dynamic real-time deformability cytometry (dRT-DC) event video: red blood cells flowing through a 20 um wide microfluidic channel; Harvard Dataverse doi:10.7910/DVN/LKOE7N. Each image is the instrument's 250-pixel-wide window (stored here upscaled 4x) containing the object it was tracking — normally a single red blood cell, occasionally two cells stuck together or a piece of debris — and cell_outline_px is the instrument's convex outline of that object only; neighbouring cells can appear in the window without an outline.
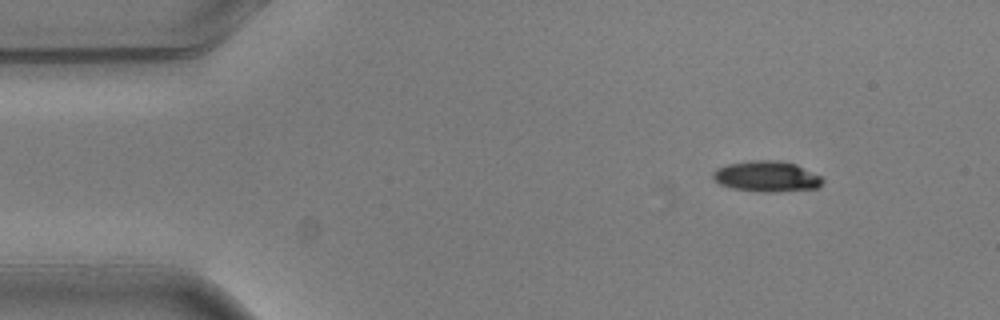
{"species": "common noctule bat (a hibernating species)", "species_latin": "Nyctalus noctula", "temperature_condition": "warm", "stored_images_in_passage": 5, "camera_frame_rate_fps": 3000, "um_per_image_px": 0.085, "animal": {"sex": "male", "body_mass_g": 20.5, "forearm_length_mm": 52.5}, "frame": {"image": 1, "passage_image": 1, "time_ms": 0.0, "image_size_px": [1000, 320], "cell_outline_px": [[824, 180], [816, 188], [776, 192], [760, 192], [732, 188], [720, 184], [712, 180], [712, 172], [716, 168], [728, 164], [748, 160], [772, 160], [796, 164], [820, 176]], "centroid_in_image_um": [65.11, 14.99], "position_along_channel_um": 19.9, "area_um2": 19.65}}
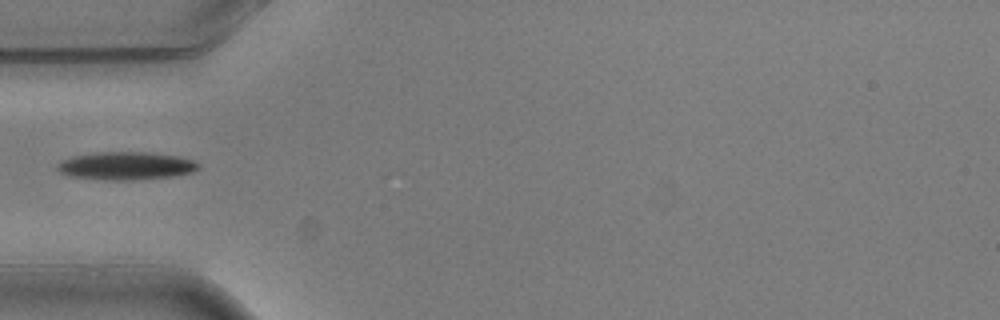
{"frame": {"image": 2, "passage_image": 4, "time_ms": 1.0, "image_size_px": [1000, 320], "cell_outline_px": [[200, 168], [192, 172], [172, 176], [132, 180], [112, 180], [72, 176], [60, 172], [56, 168], [56, 164], [60, 160], [72, 156], [96, 152], [148, 152], [176, 156], [192, 160], [200, 164]], "centroid_in_image_um": [10.69, 14.08], "position_along_channel_um": 74.3, "area_um2": 22.89}}
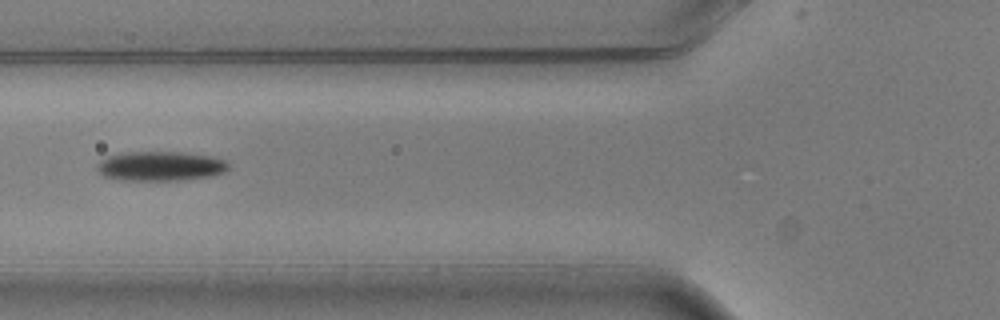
{"frame": {"image": 3, "passage_image": 5, "time_ms": 1.333, "image_size_px": [1000, 320], "cell_outline_px": [[228, 168], [224, 172], [212, 176], [180, 180], [116, 180], [104, 176], [96, 168], [96, 164], [100, 160], [108, 156], [124, 152], [184, 152], [212, 156], [228, 160]], "centroid_in_image_um": [13.64, 14.11], "position_along_channel_um": 112.2, "area_um2": 22.83}}